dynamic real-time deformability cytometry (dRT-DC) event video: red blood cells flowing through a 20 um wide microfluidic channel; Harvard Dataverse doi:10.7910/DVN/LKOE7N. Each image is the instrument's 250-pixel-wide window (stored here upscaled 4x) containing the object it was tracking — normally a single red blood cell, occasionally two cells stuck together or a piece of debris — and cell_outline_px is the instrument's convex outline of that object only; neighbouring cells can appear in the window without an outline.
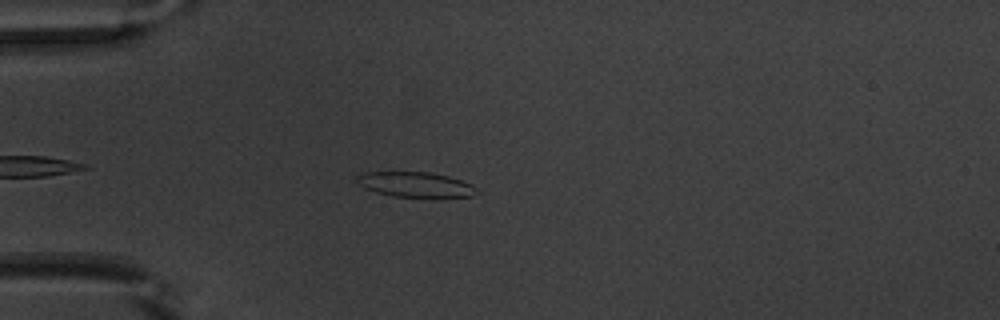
{"species": "common noctule bat (a hibernating species)", "species_latin": "Nyctalus noctula", "temperature_condition": "warm", "stored_images_in_passage": 42, "camera_frame_rate_fps": 3000, "um_per_image_px": 0.085, "animal": {"sex": "male", "body_mass_g": 20.1, "forearm_length_mm": 53.5}, "frame": {"image": 1, "passage_image": 7, "time_ms": 2.0, "image_size_px": [1000, 320], "cell_outline_px": [[480, 192], [472, 196], [440, 200], [436, 200], [392, 196], [376, 192], [364, 188], [356, 180], [356, 176], [364, 172], [432, 172], [448, 176], [472, 184]], "centroid_in_image_um": [35.41, 15.74], "position_along_channel_um": 49.6, "area_um2": 18.5}}
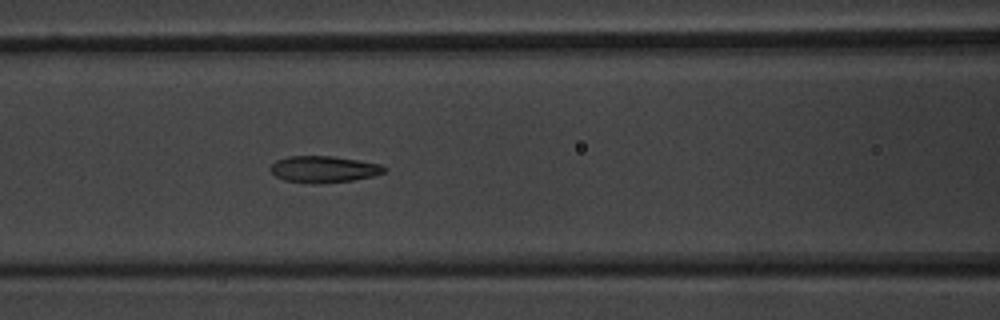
{"frame": {"image": 2, "passage_image": 15, "time_ms": 4.667, "image_size_px": [1000, 320], "cell_outline_px": [[388, 168], [384, 172], [372, 176], [352, 180], [284, 180], [276, 176], [268, 168], [276, 160], [288, 156], [332, 156], [380, 164]], "centroid_in_image_um": [27.52, 14.32], "position_along_channel_um": 139.1, "area_um2": 16.53}}
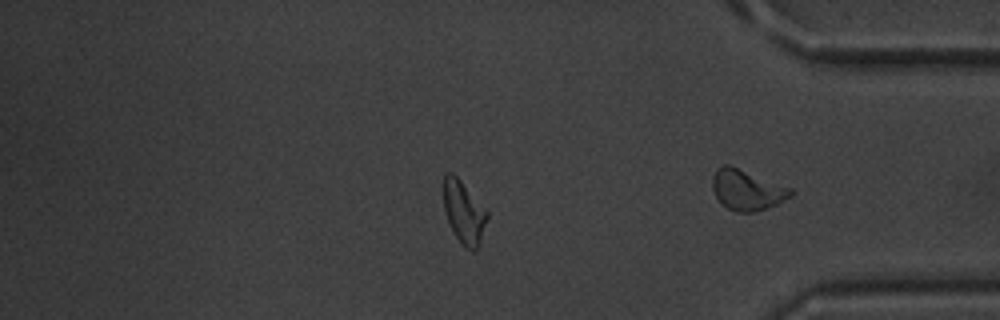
{"frame": {"image": 3, "passage_image": 33, "time_ms": 10.667, "image_size_px": [1000, 320], "cell_outline_px": [[488, 216], [480, 240], [476, 248], [472, 252], [464, 248], [456, 236], [444, 212], [444, 176], [448, 172], [452, 172], [460, 180], [488, 212]], "centroid_in_image_um": [39.42, 18.05], "position_along_channel_um": 395.8, "area_um2": 15.49}, "authors_computed_cell_mechanics": {"area_um2": 17.2822, "velocity_mm_per_s": 3.8965, "shape_relaxation_time_tau1_ms": 2.8254, "shape_relaxation_time_tau2_ms": 0.8121, "deformation_change_tau1": 0.1378, "deformation_change_tau2": 0.0595}}